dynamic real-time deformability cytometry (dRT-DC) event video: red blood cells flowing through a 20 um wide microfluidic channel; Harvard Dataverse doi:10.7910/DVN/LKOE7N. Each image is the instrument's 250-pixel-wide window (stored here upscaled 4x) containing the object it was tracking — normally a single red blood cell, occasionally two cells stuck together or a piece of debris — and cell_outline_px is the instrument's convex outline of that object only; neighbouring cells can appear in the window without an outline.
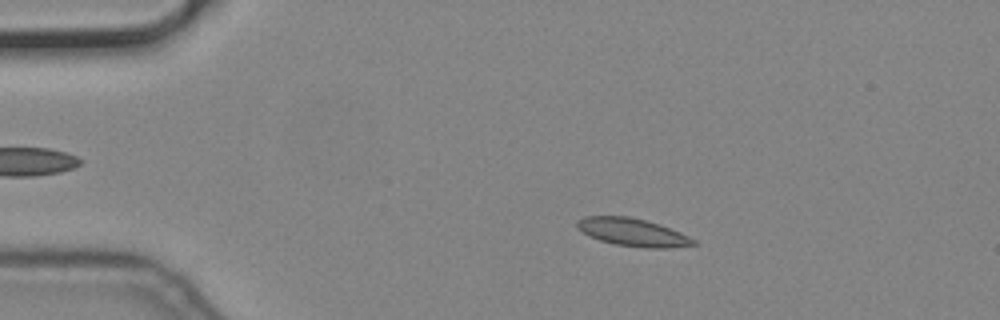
{"species": "common noctule bat (a hibernating species)", "species_latin": "Nyctalus noctula", "temperature_condition": "cold", "stored_images_in_passage": 56, "camera_frame_rate_fps": 3000, "um_per_image_px": 0.085, "animal": {"sex": "male", "body_mass_g": 19.2, "forearm_length_mm": 51.8}, "frame": {"image": 1, "passage_image": 10, "time_ms": 3.0, "image_size_px": [1000, 320], "cell_outline_px": [[696, 244], [672, 248], [644, 248], [616, 244], [600, 240], [588, 236], [576, 228], [576, 220], [584, 216], [628, 216], [660, 224], [680, 232], [696, 240]], "centroid_in_image_um": [53.75, 19.74], "position_along_channel_um": 31.3, "area_um2": 18.96}}
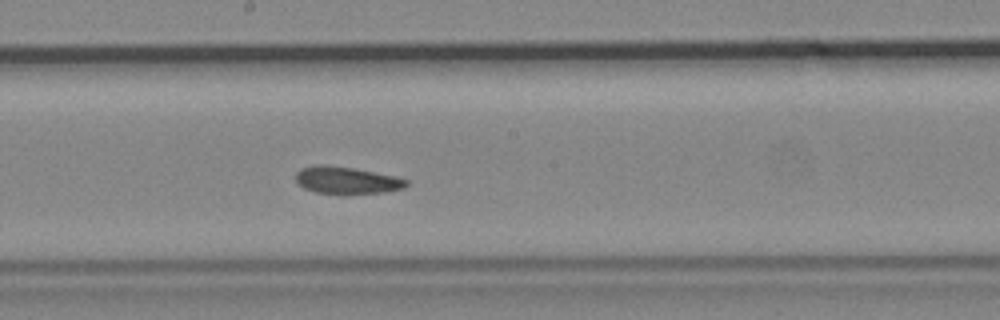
{"frame": {"image": 2, "passage_image": 30, "time_ms": 9.667, "image_size_px": [1000, 320], "cell_outline_px": [[408, 184], [404, 188], [384, 192], [316, 192], [304, 188], [296, 180], [296, 172], [300, 168], [316, 164], [320, 164], [352, 168], [392, 176], [408, 180]], "centroid_in_image_um": [29.42, 15.29], "position_along_channel_um": 218.8, "area_um2": 16.76}}
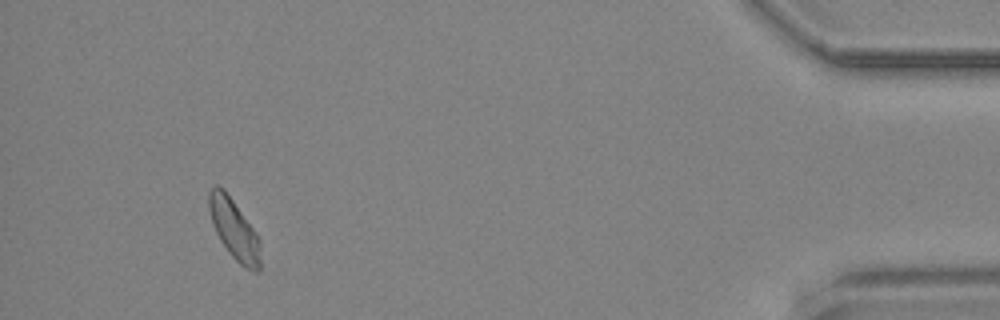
{"frame": {"image": 3, "passage_image": 52, "time_ms": 17.0, "image_size_px": [1000, 320], "cell_outline_px": [[260, 272], [252, 272], [244, 268], [228, 252], [220, 240], [212, 224], [208, 208], [208, 192], [216, 184], [224, 188], [256, 232], [260, 240]], "centroid_in_image_um": [19.9, 19.5], "position_along_channel_um": 415.3, "area_um2": 18.26}}